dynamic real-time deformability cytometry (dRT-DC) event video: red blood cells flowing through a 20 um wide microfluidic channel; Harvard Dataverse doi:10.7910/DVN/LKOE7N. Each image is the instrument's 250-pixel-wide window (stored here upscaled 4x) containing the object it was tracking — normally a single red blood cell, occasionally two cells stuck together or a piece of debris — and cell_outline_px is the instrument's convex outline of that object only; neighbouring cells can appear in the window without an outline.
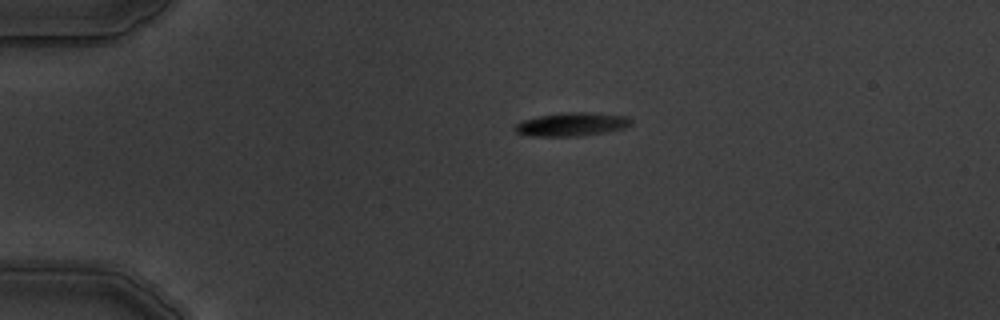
{"species": "common noctule bat (a hibernating species)", "species_latin": "Nyctalus noctula", "temperature_condition": "warm", "stored_images_in_passage": 3, "camera_frame_rate_fps": 3000, "um_per_image_px": 0.085, "animal": {"sex": "male", "body_mass_g": 19.5, "forearm_length_mm": 54.6}, "frame": {"image": 1, "passage_image": 1, "time_ms": 0.0, "image_size_px": [1000, 320], "cell_outline_px": [[632, 124], [624, 128], [608, 132], [580, 136], [532, 136], [516, 132], [516, 124], [524, 120], [540, 116], [564, 112], [588, 112], [628, 116], [632, 120]], "centroid_in_image_um": [48.67, 10.56], "position_along_channel_um": 36.3, "area_um2": 15.84}}
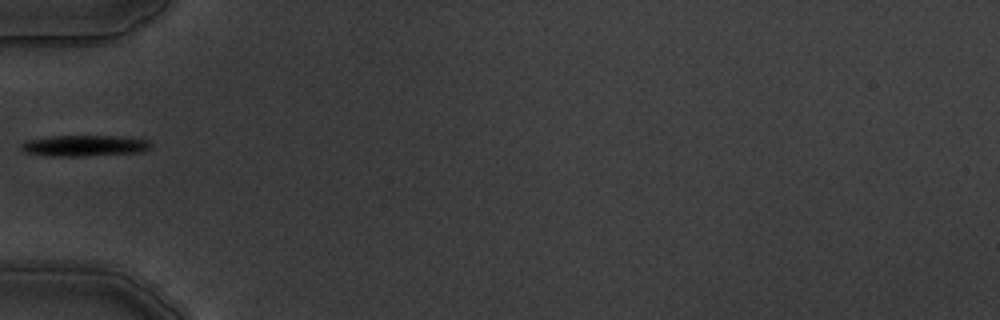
{"frame": {"image": 2, "passage_image": 3, "time_ms": 2.333, "image_size_px": [1000, 320], "cell_outline_px": [[152, 148], [144, 152], [84, 156], [48, 156], [24, 152], [20, 148], [20, 144], [24, 140], [52, 136], [112, 136], [148, 140], [152, 144]], "centroid_in_image_um": [7.15, 12.39], "position_along_channel_um": 77.8, "area_um2": 16.07}}